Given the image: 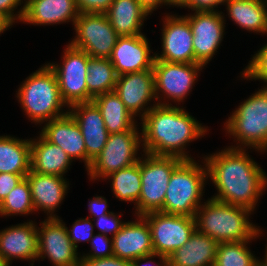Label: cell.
Wrapping results in <instances>:
<instances>
[{"label":"cell","instance_id":"ac0fdd59","mask_svg":"<svg viewBox=\"0 0 267 266\" xmlns=\"http://www.w3.org/2000/svg\"><path fill=\"white\" fill-rule=\"evenodd\" d=\"M137 222H126L120 231L112 236L113 253L121 259L133 261L154 253L151 230L147 220L138 216Z\"/></svg>","mask_w":267,"mask_h":266},{"label":"cell","instance_id":"7dc6e473","mask_svg":"<svg viewBox=\"0 0 267 266\" xmlns=\"http://www.w3.org/2000/svg\"><path fill=\"white\" fill-rule=\"evenodd\" d=\"M10 27L2 18H0V33L7 30V28Z\"/></svg>","mask_w":267,"mask_h":266},{"label":"cell","instance_id":"f907efd6","mask_svg":"<svg viewBox=\"0 0 267 266\" xmlns=\"http://www.w3.org/2000/svg\"><path fill=\"white\" fill-rule=\"evenodd\" d=\"M256 266H265L262 262H258V264Z\"/></svg>","mask_w":267,"mask_h":266},{"label":"cell","instance_id":"ab89813d","mask_svg":"<svg viewBox=\"0 0 267 266\" xmlns=\"http://www.w3.org/2000/svg\"><path fill=\"white\" fill-rule=\"evenodd\" d=\"M78 266H132V262L113 255L98 259H80Z\"/></svg>","mask_w":267,"mask_h":266},{"label":"cell","instance_id":"ba28073f","mask_svg":"<svg viewBox=\"0 0 267 266\" xmlns=\"http://www.w3.org/2000/svg\"><path fill=\"white\" fill-rule=\"evenodd\" d=\"M77 36L70 45L85 51L92 58H107L112 55L119 36L106 14L81 13L75 20Z\"/></svg>","mask_w":267,"mask_h":266},{"label":"cell","instance_id":"484cf974","mask_svg":"<svg viewBox=\"0 0 267 266\" xmlns=\"http://www.w3.org/2000/svg\"><path fill=\"white\" fill-rule=\"evenodd\" d=\"M118 36L141 35L140 28L149 14L138 0H114L105 13Z\"/></svg>","mask_w":267,"mask_h":266},{"label":"cell","instance_id":"c3c4849f","mask_svg":"<svg viewBox=\"0 0 267 266\" xmlns=\"http://www.w3.org/2000/svg\"><path fill=\"white\" fill-rule=\"evenodd\" d=\"M267 248V247H266ZM266 258H265V260H263V261H261L265 266H267V249H266Z\"/></svg>","mask_w":267,"mask_h":266},{"label":"cell","instance_id":"603a6c76","mask_svg":"<svg viewBox=\"0 0 267 266\" xmlns=\"http://www.w3.org/2000/svg\"><path fill=\"white\" fill-rule=\"evenodd\" d=\"M218 242L197 230L167 259L168 266H214Z\"/></svg>","mask_w":267,"mask_h":266},{"label":"cell","instance_id":"d6a6232c","mask_svg":"<svg viewBox=\"0 0 267 266\" xmlns=\"http://www.w3.org/2000/svg\"><path fill=\"white\" fill-rule=\"evenodd\" d=\"M35 211L27 178L20 181L0 203V215L29 214Z\"/></svg>","mask_w":267,"mask_h":266},{"label":"cell","instance_id":"f35d334b","mask_svg":"<svg viewBox=\"0 0 267 266\" xmlns=\"http://www.w3.org/2000/svg\"><path fill=\"white\" fill-rule=\"evenodd\" d=\"M27 174L0 173V203Z\"/></svg>","mask_w":267,"mask_h":266},{"label":"cell","instance_id":"ee69618b","mask_svg":"<svg viewBox=\"0 0 267 266\" xmlns=\"http://www.w3.org/2000/svg\"><path fill=\"white\" fill-rule=\"evenodd\" d=\"M140 5L147 11L152 12L160 4H168V0H138Z\"/></svg>","mask_w":267,"mask_h":266},{"label":"cell","instance_id":"ffe728a7","mask_svg":"<svg viewBox=\"0 0 267 266\" xmlns=\"http://www.w3.org/2000/svg\"><path fill=\"white\" fill-rule=\"evenodd\" d=\"M0 256L7 266L12 257L38 259V230L35 225L27 222L0 232Z\"/></svg>","mask_w":267,"mask_h":266},{"label":"cell","instance_id":"52a82bcc","mask_svg":"<svg viewBox=\"0 0 267 266\" xmlns=\"http://www.w3.org/2000/svg\"><path fill=\"white\" fill-rule=\"evenodd\" d=\"M145 156L143 161L139 159L142 185L136 206L138 216L162 211L170 176L183 161L175 156Z\"/></svg>","mask_w":267,"mask_h":266},{"label":"cell","instance_id":"cb8c5ba5","mask_svg":"<svg viewBox=\"0 0 267 266\" xmlns=\"http://www.w3.org/2000/svg\"><path fill=\"white\" fill-rule=\"evenodd\" d=\"M26 178L29 182L35 211L43 209L52 214L67 193V182L61 176L40 174L32 170Z\"/></svg>","mask_w":267,"mask_h":266},{"label":"cell","instance_id":"83f0119b","mask_svg":"<svg viewBox=\"0 0 267 266\" xmlns=\"http://www.w3.org/2000/svg\"><path fill=\"white\" fill-rule=\"evenodd\" d=\"M228 15L240 27L256 32H267V0H224Z\"/></svg>","mask_w":267,"mask_h":266},{"label":"cell","instance_id":"8992f818","mask_svg":"<svg viewBox=\"0 0 267 266\" xmlns=\"http://www.w3.org/2000/svg\"><path fill=\"white\" fill-rule=\"evenodd\" d=\"M226 129L239 143L267 149V88L244 101L226 121Z\"/></svg>","mask_w":267,"mask_h":266},{"label":"cell","instance_id":"277c9868","mask_svg":"<svg viewBox=\"0 0 267 266\" xmlns=\"http://www.w3.org/2000/svg\"><path fill=\"white\" fill-rule=\"evenodd\" d=\"M18 98L27 115L36 123L65 115L63 101L54 71L47 64L29 76L18 89Z\"/></svg>","mask_w":267,"mask_h":266},{"label":"cell","instance_id":"5b68a950","mask_svg":"<svg viewBox=\"0 0 267 266\" xmlns=\"http://www.w3.org/2000/svg\"><path fill=\"white\" fill-rule=\"evenodd\" d=\"M206 171L193 159L183 160L170 176L161 212L194 217L203 196Z\"/></svg>","mask_w":267,"mask_h":266},{"label":"cell","instance_id":"6da1fadb","mask_svg":"<svg viewBox=\"0 0 267 266\" xmlns=\"http://www.w3.org/2000/svg\"><path fill=\"white\" fill-rule=\"evenodd\" d=\"M237 146L206 157L208 175L219 194L213 199L220 202L255 208L258 197L267 184V176L256 162Z\"/></svg>","mask_w":267,"mask_h":266},{"label":"cell","instance_id":"d4e9b609","mask_svg":"<svg viewBox=\"0 0 267 266\" xmlns=\"http://www.w3.org/2000/svg\"><path fill=\"white\" fill-rule=\"evenodd\" d=\"M31 170L40 174L63 177L71 158L58 145L49 142L42 134L39 140L31 141Z\"/></svg>","mask_w":267,"mask_h":266},{"label":"cell","instance_id":"f6af8a7d","mask_svg":"<svg viewBox=\"0 0 267 266\" xmlns=\"http://www.w3.org/2000/svg\"><path fill=\"white\" fill-rule=\"evenodd\" d=\"M156 256L160 257V260L162 261V263H163L162 265L163 266H168V259L166 257H164L162 255H158L156 253H152V254H149V255H146V256H142V257H139V258L133 260L132 261V266H142L141 264H138L139 261L141 262V260L142 261L149 260V259H151L153 257H156ZM146 263L148 264L147 261H146ZM147 264H145V265H147ZM157 266H159V265H157Z\"/></svg>","mask_w":267,"mask_h":266},{"label":"cell","instance_id":"e0dca14e","mask_svg":"<svg viewBox=\"0 0 267 266\" xmlns=\"http://www.w3.org/2000/svg\"><path fill=\"white\" fill-rule=\"evenodd\" d=\"M118 76L153 69L155 56H150L146 37L119 36L109 58Z\"/></svg>","mask_w":267,"mask_h":266},{"label":"cell","instance_id":"44dd1931","mask_svg":"<svg viewBox=\"0 0 267 266\" xmlns=\"http://www.w3.org/2000/svg\"><path fill=\"white\" fill-rule=\"evenodd\" d=\"M41 134L51 143L58 145L72 159L85 161L87 168V153L81 130L69 112L46 123Z\"/></svg>","mask_w":267,"mask_h":266},{"label":"cell","instance_id":"e575fe53","mask_svg":"<svg viewBox=\"0 0 267 266\" xmlns=\"http://www.w3.org/2000/svg\"><path fill=\"white\" fill-rule=\"evenodd\" d=\"M67 235L77 249V243L81 241H90L93 237V224L89 218L76 220L73 224L72 230L67 229Z\"/></svg>","mask_w":267,"mask_h":266},{"label":"cell","instance_id":"d590c367","mask_svg":"<svg viewBox=\"0 0 267 266\" xmlns=\"http://www.w3.org/2000/svg\"><path fill=\"white\" fill-rule=\"evenodd\" d=\"M109 240L111 239L107 238V235L105 234L99 233L96 236L93 235L90 242L92 245V251L94 252L86 256L83 255L80 259H98L113 256V244L112 240Z\"/></svg>","mask_w":267,"mask_h":266},{"label":"cell","instance_id":"74e56055","mask_svg":"<svg viewBox=\"0 0 267 266\" xmlns=\"http://www.w3.org/2000/svg\"><path fill=\"white\" fill-rule=\"evenodd\" d=\"M93 220H97L96 222V226L101 230L100 233L102 234H107L108 232H112L113 236L121 230L122 226L125 224V223H121L119 221V218L116 217V215H114L113 212L111 213H108L106 215H101L100 217L96 218L95 217L93 218Z\"/></svg>","mask_w":267,"mask_h":266},{"label":"cell","instance_id":"30bf717a","mask_svg":"<svg viewBox=\"0 0 267 266\" xmlns=\"http://www.w3.org/2000/svg\"><path fill=\"white\" fill-rule=\"evenodd\" d=\"M64 54L62 67L58 64H48L56 75L63 101L69 107L77 103L93 101L85 81L90 56L70 44Z\"/></svg>","mask_w":267,"mask_h":266},{"label":"cell","instance_id":"9c48e42d","mask_svg":"<svg viewBox=\"0 0 267 266\" xmlns=\"http://www.w3.org/2000/svg\"><path fill=\"white\" fill-rule=\"evenodd\" d=\"M150 227L154 253L168 258L181 248L196 230L195 218L152 212L143 216Z\"/></svg>","mask_w":267,"mask_h":266},{"label":"cell","instance_id":"4fadbf2b","mask_svg":"<svg viewBox=\"0 0 267 266\" xmlns=\"http://www.w3.org/2000/svg\"><path fill=\"white\" fill-rule=\"evenodd\" d=\"M203 66L198 63H177L155 60L153 65L155 97L159 91L167 98L180 102L191 90L197 71ZM160 89V90H159ZM158 92V93H157Z\"/></svg>","mask_w":267,"mask_h":266},{"label":"cell","instance_id":"d6986e66","mask_svg":"<svg viewBox=\"0 0 267 266\" xmlns=\"http://www.w3.org/2000/svg\"><path fill=\"white\" fill-rule=\"evenodd\" d=\"M114 92L134 116L155 97L153 69L123 74L117 77Z\"/></svg>","mask_w":267,"mask_h":266},{"label":"cell","instance_id":"b9f144b4","mask_svg":"<svg viewBox=\"0 0 267 266\" xmlns=\"http://www.w3.org/2000/svg\"><path fill=\"white\" fill-rule=\"evenodd\" d=\"M224 3V0H191L186 6L196 11H214V7Z\"/></svg>","mask_w":267,"mask_h":266},{"label":"cell","instance_id":"8fae6325","mask_svg":"<svg viewBox=\"0 0 267 266\" xmlns=\"http://www.w3.org/2000/svg\"><path fill=\"white\" fill-rule=\"evenodd\" d=\"M136 130L130 129L122 133L109 134L104 148L88 169L91 179L107 177L112 172L139 161L136 153L141 140Z\"/></svg>","mask_w":267,"mask_h":266},{"label":"cell","instance_id":"1f68e13d","mask_svg":"<svg viewBox=\"0 0 267 266\" xmlns=\"http://www.w3.org/2000/svg\"><path fill=\"white\" fill-rule=\"evenodd\" d=\"M248 242L249 240L219 243L214 266H256L259 260L246 247Z\"/></svg>","mask_w":267,"mask_h":266},{"label":"cell","instance_id":"7c38bea8","mask_svg":"<svg viewBox=\"0 0 267 266\" xmlns=\"http://www.w3.org/2000/svg\"><path fill=\"white\" fill-rule=\"evenodd\" d=\"M48 218L38 230V258L48 256L54 266H78L80 259L67 235V227L58 216L50 214Z\"/></svg>","mask_w":267,"mask_h":266},{"label":"cell","instance_id":"bcb514c9","mask_svg":"<svg viewBox=\"0 0 267 266\" xmlns=\"http://www.w3.org/2000/svg\"><path fill=\"white\" fill-rule=\"evenodd\" d=\"M191 0H168V4L170 5H175V6H180V7H186L188 4H189V2H190Z\"/></svg>","mask_w":267,"mask_h":266},{"label":"cell","instance_id":"f1b7e54d","mask_svg":"<svg viewBox=\"0 0 267 266\" xmlns=\"http://www.w3.org/2000/svg\"><path fill=\"white\" fill-rule=\"evenodd\" d=\"M30 170V140L0 136V173L28 174Z\"/></svg>","mask_w":267,"mask_h":266},{"label":"cell","instance_id":"4dcf8cb0","mask_svg":"<svg viewBox=\"0 0 267 266\" xmlns=\"http://www.w3.org/2000/svg\"><path fill=\"white\" fill-rule=\"evenodd\" d=\"M107 177L113 179L112 190L117 198L122 201L138 203L142 185L139 161L124 169L112 172Z\"/></svg>","mask_w":267,"mask_h":266},{"label":"cell","instance_id":"8d00e7d4","mask_svg":"<svg viewBox=\"0 0 267 266\" xmlns=\"http://www.w3.org/2000/svg\"><path fill=\"white\" fill-rule=\"evenodd\" d=\"M114 0H75L78 13L105 14Z\"/></svg>","mask_w":267,"mask_h":266},{"label":"cell","instance_id":"681fc988","mask_svg":"<svg viewBox=\"0 0 267 266\" xmlns=\"http://www.w3.org/2000/svg\"><path fill=\"white\" fill-rule=\"evenodd\" d=\"M0 266H7V265L3 262L1 256H0Z\"/></svg>","mask_w":267,"mask_h":266},{"label":"cell","instance_id":"836d02e7","mask_svg":"<svg viewBox=\"0 0 267 266\" xmlns=\"http://www.w3.org/2000/svg\"><path fill=\"white\" fill-rule=\"evenodd\" d=\"M242 74L245 78L261 79L267 83V44L253 56Z\"/></svg>","mask_w":267,"mask_h":266},{"label":"cell","instance_id":"2e32d148","mask_svg":"<svg viewBox=\"0 0 267 266\" xmlns=\"http://www.w3.org/2000/svg\"><path fill=\"white\" fill-rule=\"evenodd\" d=\"M72 115L78 124L84 138L87 153V169L92 161L101 153L109 133L105 127L103 117L97 105L91 102L77 103L71 105Z\"/></svg>","mask_w":267,"mask_h":266},{"label":"cell","instance_id":"7a4b0ae2","mask_svg":"<svg viewBox=\"0 0 267 266\" xmlns=\"http://www.w3.org/2000/svg\"><path fill=\"white\" fill-rule=\"evenodd\" d=\"M171 105L157 103L142 113L141 137L144 152L155 156H175L192 160L183 151L184 146L205 134L206 129L183 108Z\"/></svg>","mask_w":267,"mask_h":266},{"label":"cell","instance_id":"3957f363","mask_svg":"<svg viewBox=\"0 0 267 266\" xmlns=\"http://www.w3.org/2000/svg\"><path fill=\"white\" fill-rule=\"evenodd\" d=\"M202 206L200 204L194 216L196 230L218 243L252 240L260 234V230L247 219L250 209L213 198Z\"/></svg>","mask_w":267,"mask_h":266},{"label":"cell","instance_id":"5bb4252c","mask_svg":"<svg viewBox=\"0 0 267 266\" xmlns=\"http://www.w3.org/2000/svg\"><path fill=\"white\" fill-rule=\"evenodd\" d=\"M186 16L193 33L195 63L202 65L210 61L223 38L224 19L216 11H196Z\"/></svg>","mask_w":267,"mask_h":266},{"label":"cell","instance_id":"f546056e","mask_svg":"<svg viewBox=\"0 0 267 266\" xmlns=\"http://www.w3.org/2000/svg\"><path fill=\"white\" fill-rule=\"evenodd\" d=\"M87 72L85 81L93 98L114 91L118 75L110 59L90 57Z\"/></svg>","mask_w":267,"mask_h":266},{"label":"cell","instance_id":"7bdbcfd3","mask_svg":"<svg viewBox=\"0 0 267 266\" xmlns=\"http://www.w3.org/2000/svg\"><path fill=\"white\" fill-rule=\"evenodd\" d=\"M107 201L103 197H95L91 202L89 201V210L92 215L100 217L101 215H106L107 210Z\"/></svg>","mask_w":267,"mask_h":266},{"label":"cell","instance_id":"60d3db41","mask_svg":"<svg viewBox=\"0 0 267 266\" xmlns=\"http://www.w3.org/2000/svg\"><path fill=\"white\" fill-rule=\"evenodd\" d=\"M21 0H0V18H2L9 26L12 25L15 19L13 15L14 8H17Z\"/></svg>","mask_w":267,"mask_h":266},{"label":"cell","instance_id":"4316f807","mask_svg":"<svg viewBox=\"0 0 267 266\" xmlns=\"http://www.w3.org/2000/svg\"><path fill=\"white\" fill-rule=\"evenodd\" d=\"M93 102L100 109L105 127L109 134L122 133L136 129L134 116L127 110L116 92L99 94Z\"/></svg>","mask_w":267,"mask_h":266},{"label":"cell","instance_id":"7402d4cb","mask_svg":"<svg viewBox=\"0 0 267 266\" xmlns=\"http://www.w3.org/2000/svg\"><path fill=\"white\" fill-rule=\"evenodd\" d=\"M79 13L75 0H27L19 11L20 21L30 24L75 23Z\"/></svg>","mask_w":267,"mask_h":266},{"label":"cell","instance_id":"9a60e30c","mask_svg":"<svg viewBox=\"0 0 267 266\" xmlns=\"http://www.w3.org/2000/svg\"><path fill=\"white\" fill-rule=\"evenodd\" d=\"M162 30V54L155 60L177 63H195L193 33L189 20L184 17H165Z\"/></svg>","mask_w":267,"mask_h":266}]
</instances>
